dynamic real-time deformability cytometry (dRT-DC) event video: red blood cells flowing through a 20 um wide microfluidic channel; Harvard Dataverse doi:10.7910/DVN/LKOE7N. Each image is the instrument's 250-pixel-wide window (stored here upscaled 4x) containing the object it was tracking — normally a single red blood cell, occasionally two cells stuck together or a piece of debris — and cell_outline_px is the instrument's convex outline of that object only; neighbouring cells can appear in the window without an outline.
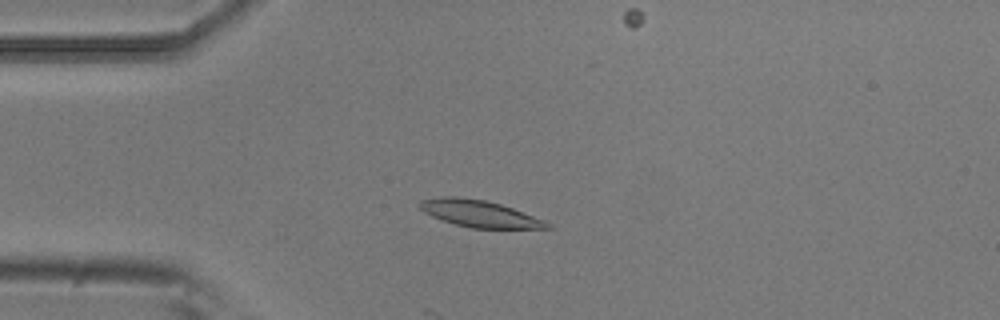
{"species": "common noctule bat (a hibernating species)", "species_latin": "Nyctalus noctula", "temperature_condition": "room temperature", "stored_images_in_passage": 7, "camera_frame_rate_fps": 3000, "um_per_image_px": 0.085, "animal": {"sex": "male", "body_mass_g": 20.5, "forearm_length_mm": 52.5}, "frame": {"image": 1, "passage_image": 3, "time_ms": 0.667, "image_size_px": [1000, 320], "cell_outline_px": [[552, 228], [472, 228], [440, 220], [424, 212], [420, 208], [420, 200], [440, 196], [456, 196], [484, 200], [500, 204], [512, 208], [544, 220]], "centroid_in_image_um": [40.7, 18.15], "position_along_channel_um": 44.3, "area_um2": 19.65}}
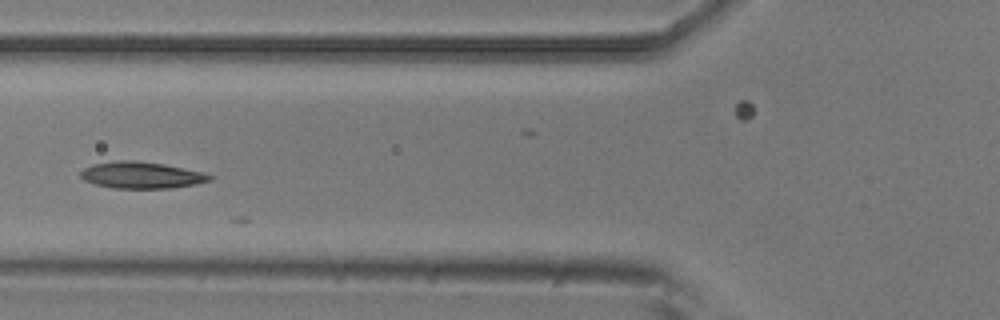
{"frame": {"image": 2, "passage_image": 5, "time_ms": 1.333, "image_size_px": [1000, 320], "cell_outline_px": [[212, 180], [196, 184], [172, 188], [112, 188], [96, 184], [84, 180], [80, 176], [80, 172], [84, 168], [92, 164], [120, 160], [136, 160], [164, 164], [200, 172], [212, 176]], "centroid_in_image_um": [11.99, 14.88], "position_along_channel_um": 113.8, "area_um2": 19.88}}
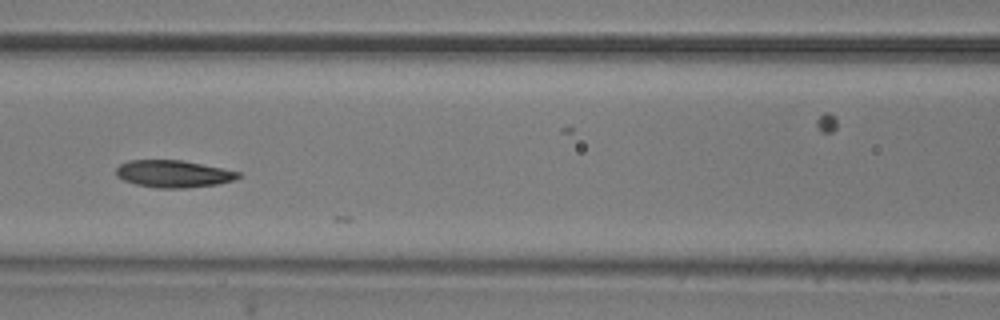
{"frame": {"image": 3, "passage_image": 6, "time_ms": 1.667, "image_size_px": [1000, 320], "cell_outline_px": [[244, 176], [236, 180], [216, 184], [184, 188], [156, 188], [136, 184], [124, 180], [116, 176], [116, 168], [120, 164], [128, 160], [180, 160], [240, 172]], "centroid_in_image_um": [14.74, 14.78], "position_along_channel_um": 151.9, "area_um2": 19.31}}